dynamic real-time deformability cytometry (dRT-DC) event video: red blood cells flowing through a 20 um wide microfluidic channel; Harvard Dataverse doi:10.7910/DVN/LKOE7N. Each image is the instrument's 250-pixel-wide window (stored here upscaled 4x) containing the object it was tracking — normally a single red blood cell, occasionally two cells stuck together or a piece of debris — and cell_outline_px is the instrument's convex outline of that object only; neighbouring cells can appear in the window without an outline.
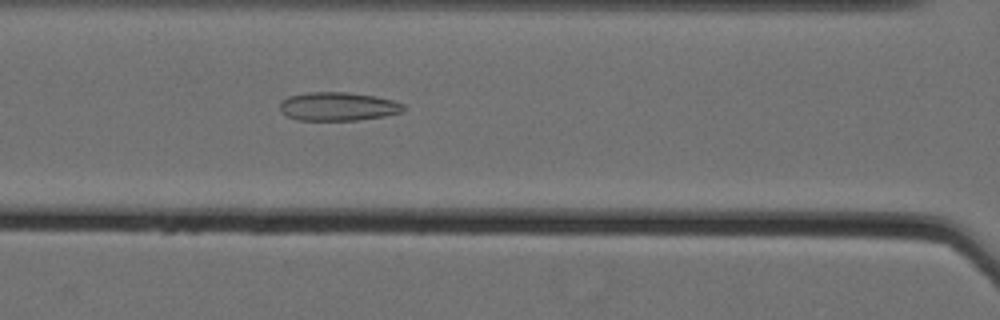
{"species": "Egyptian fruit bat (a non-hibernating species)", "species_latin": "Rousettus aegyptiacus", "temperature_condition": "cold", "stored_images_in_passage": 46, "camera_frame_rate_fps": 3000, "um_per_image_px": 0.085, "animal": {"sex": "female"}, "frame": {"image": 1, "passage_image": 16, "time_ms": 5.0, "image_size_px": [1000, 320], "cell_outline_px": [[404, 108], [400, 112], [384, 116], [356, 120], [296, 120], [280, 112], [280, 104], [288, 96], [308, 92], [348, 92], [376, 96], [392, 100], [404, 104]], "centroid_in_image_um": [28.71, 9.04], "position_along_channel_um": 137.9, "area_um2": 20.52}}
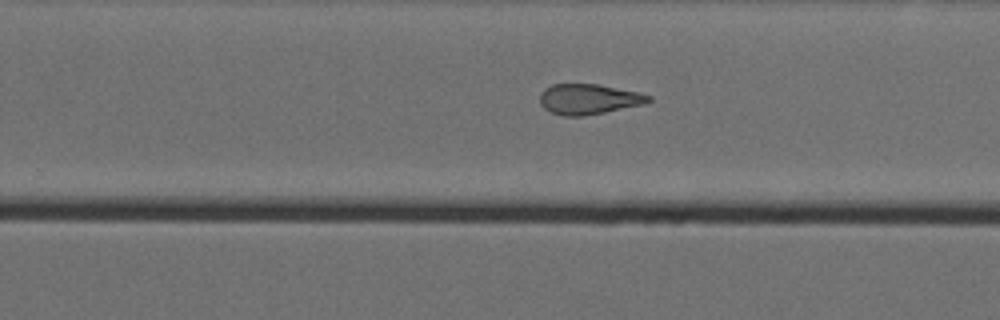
{"frame": {"image": 2, "passage_image": 28, "time_ms": 9.0, "image_size_px": [1000, 320], "cell_outline_px": [[652, 100], [644, 104], [584, 116], [564, 116], [552, 112], [544, 108], [540, 104], [540, 92], [544, 88], [552, 84], [596, 84], [640, 92], [652, 96]], "centroid_in_image_um": [50.03, 8.42], "position_along_channel_um": 279.8, "area_um2": 19.25}}
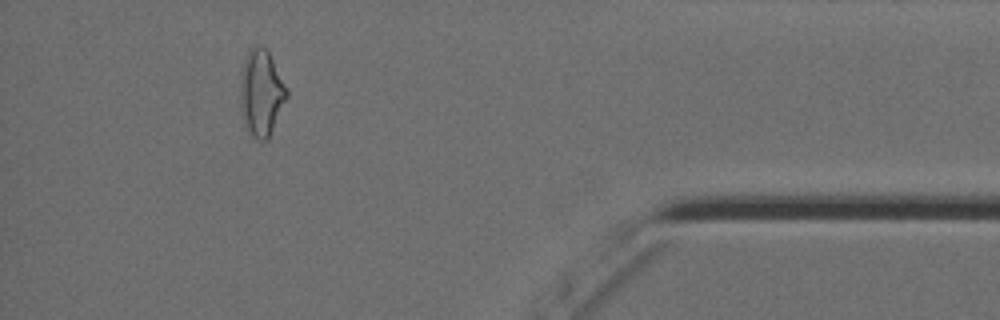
{"frame": {"image": 3, "passage_image": 42, "time_ms": 13.667, "image_size_px": [1000, 320], "cell_outline_px": [[288, 96], [268, 136], [264, 140], [252, 140], [244, 124], [240, 104], [240, 76], [244, 60], [248, 52], [256, 44], [260, 44], [268, 52], [288, 92]], "centroid_in_image_um": [22.16, 7.91], "position_along_channel_um": 413.0, "area_um2": 23.0}, "authors_computed_cell_mechanics": {"area_um2": 20.8369, "velocity_mm_per_s": 3.5556, "shape_relaxation_time_tau1_ms": null, "shape_relaxation_time_tau2_ms": 3.042, "deformation_change_tau1": null, "deformation_change_tau2": 0.1153}}